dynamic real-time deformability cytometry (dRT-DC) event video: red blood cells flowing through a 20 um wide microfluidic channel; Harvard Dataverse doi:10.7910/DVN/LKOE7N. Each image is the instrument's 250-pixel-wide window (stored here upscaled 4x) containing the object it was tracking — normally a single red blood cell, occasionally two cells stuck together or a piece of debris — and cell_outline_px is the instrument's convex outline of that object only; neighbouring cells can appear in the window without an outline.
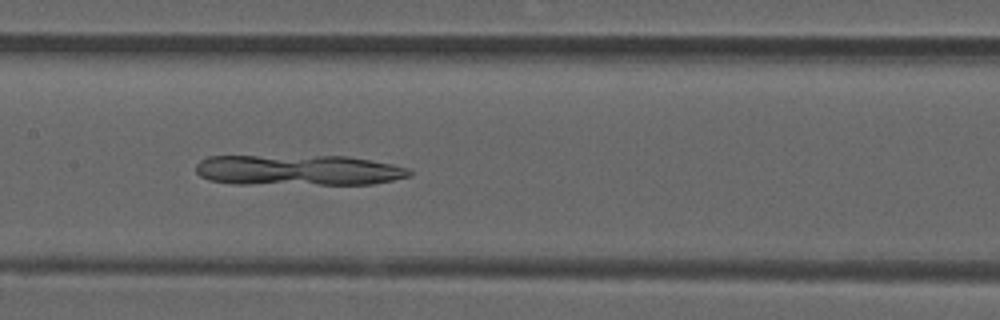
{"species": "common noctule bat (a hibernating species)", "species_latin": "Nyctalus noctula", "temperature_condition": "room temperature", "stored_images_in_passage": 50, "camera_frame_rate_fps": 3000, "um_per_image_px": 0.085, "animal": {"sex": "male", "forearm_length_mm": 52.5}, "frame": {"image": 1, "passage_image": 24, "time_ms": 7.667, "image_size_px": [1000, 320], "cell_outline_px": [[412, 176], [372, 184], [232, 184], [208, 180], [200, 176], [196, 172], [196, 164], [200, 160], [208, 156], [348, 156], [392, 164], [408, 168], [412, 172]], "centroid_in_image_um": [25.33, 14.47], "position_along_channel_um": 182.1, "area_um2": 38.44}}
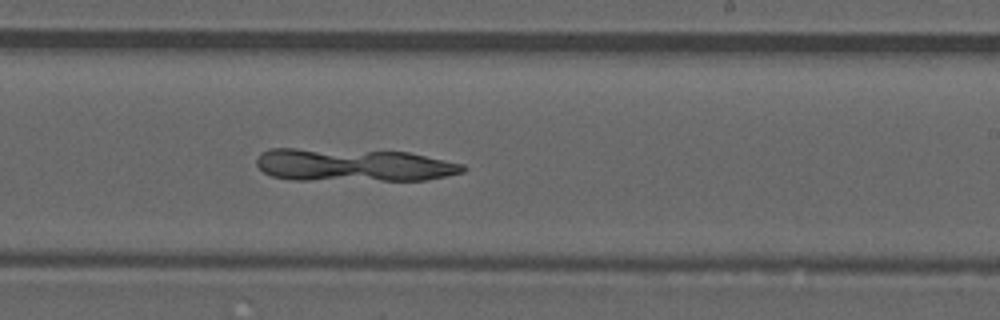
{"frame": {"image": 2, "passage_image": 30, "time_ms": 9.667, "image_size_px": [1000, 320], "cell_outline_px": [[468, 168], [464, 172], [428, 180], [292, 180], [272, 176], [264, 172], [256, 164], [256, 160], [260, 152], [268, 148], [296, 148], [408, 152], [464, 164]], "centroid_in_image_um": [30.02, 14.03], "position_along_channel_um": 259.0, "area_um2": 39.82}}
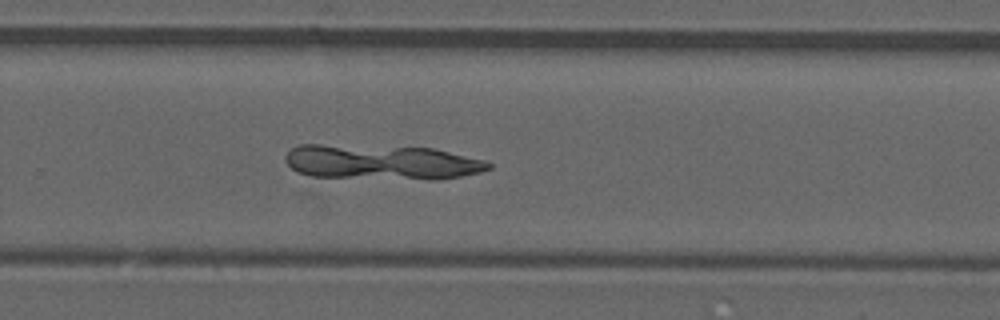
{"frame": {"image": 3, "passage_image": 33, "time_ms": 10.667, "image_size_px": [1000, 320], "cell_outline_px": [[492, 168], [480, 172], [460, 176], [436, 180], [428, 180], [312, 176], [296, 172], [284, 160], [284, 156], [292, 148], [300, 144], [320, 144], [432, 148], [488, 160], [492, 164]], "centroid_in_image_um": [32.45, 13.79], "position_along_channel_um": 297.3, "area_um2": 41.67}}